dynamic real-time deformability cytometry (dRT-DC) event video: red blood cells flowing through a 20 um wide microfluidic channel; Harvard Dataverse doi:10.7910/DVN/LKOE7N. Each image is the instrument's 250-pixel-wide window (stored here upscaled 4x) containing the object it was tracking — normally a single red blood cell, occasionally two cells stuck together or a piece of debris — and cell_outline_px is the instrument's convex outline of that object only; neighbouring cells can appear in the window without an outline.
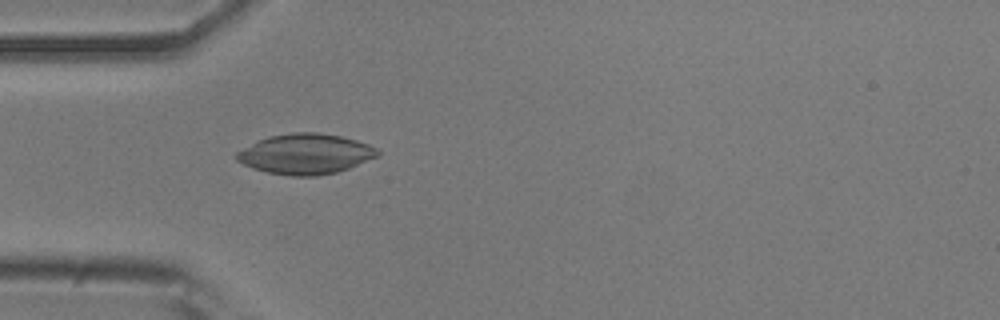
{"species": "common noctule bat (a hibernating species)", "species_latin": "Nyctalus noctula", "temperature_condition": "room temperature", "stored_images_in_passage": 54, "camera_frame_rate_fps": 3000, "um_per_image_px": 0.085, "animal": {"sex": "male", "body_mass_g": 20.5, "forearm_length_mm": 52.5}, "frame": {"image": 1, "passage_image": 16, "time_ms": 5.0, "image_size_px": [1000, 320], "cell_outline_px": [[380, 156], [348, 168], [336, 172], [316, 176], [292, 176], [268, 172], [252, 168], [236, 160], [236, 152], [268, 136], [292, 132], [316, 132], [340, 136], [356, 140], [368, 144], [376, 148], [380, 152]], "centroid_in_image_um": [25.99, 13.08], "position_along_channel_um": 59.0, "area_um2": 32.95}}
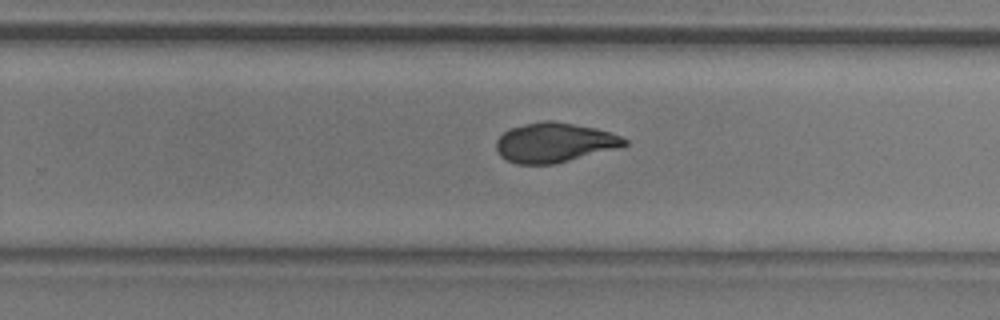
{"frame": {"image": 2, "passage_image": 34, "time_ms": 11.0, "image_size_px": [1000, 320], "cell_outline_px": [[628, 144], [616, 148], [556, 164], [516, 164], [500, 156], [496, 152], [496, 140], [508, 128], [544, 120], [552, 120], [596, 128], [612, 132], [628, 140]], "centroid_in_image_um": [47.11, 12.11], "position_along_channel_um": 282.7, "area_um2": 29.65}}
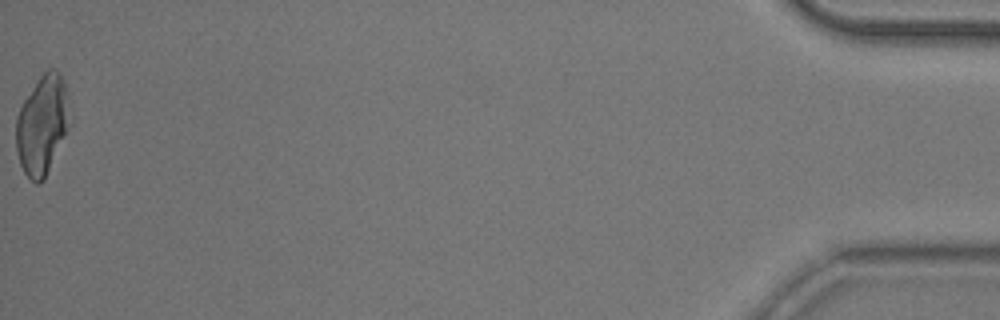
{"frame": {"image": 3, "passage_image": 54, "time_ms": 17.667, "image_size_px": [1000, 320], "cell_outline_px": [[68, 128], [44, 180], [36, 184], [24, 172], [20, 164], [16, 148], [16, 116], [24, 100], [40, 76], [48, 68], [56, 68], [60, 72], [68, 96]], "centroid_in_image_um": [3.57, 10.6], "position_along_channel_um": 431.6, "area_um2": 30.63}, "authors_computed_cell_mechanics": {"area_um2": 29.9404, "velocity_mm_per_s": 3.7508, "shape_relaxation_time_tau1_ms": 3.7877, "shape_relaxation_time_tau2_ms": 5.2036, "deformation_change_tau1": 0.0818, "deformation_change_tau2": 0.0737}}